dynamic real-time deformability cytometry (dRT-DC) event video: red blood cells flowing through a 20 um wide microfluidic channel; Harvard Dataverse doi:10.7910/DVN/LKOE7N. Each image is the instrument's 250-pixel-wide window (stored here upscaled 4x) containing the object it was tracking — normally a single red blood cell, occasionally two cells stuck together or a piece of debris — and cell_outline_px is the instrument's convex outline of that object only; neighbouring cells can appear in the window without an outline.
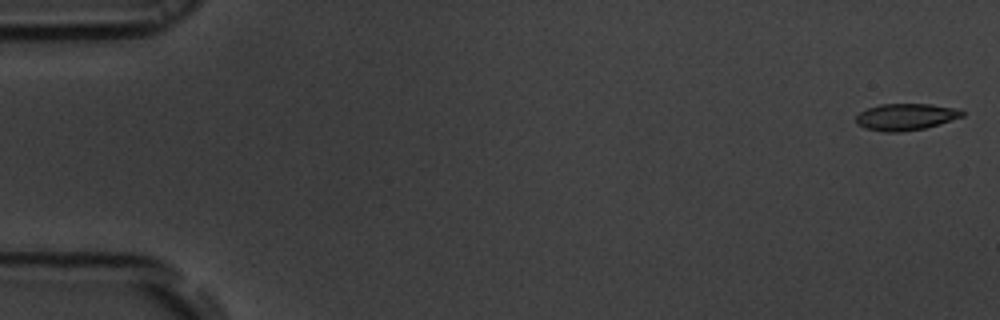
{"species": "common noctule bat (a hibernating species)", "species_latin": "Nyctalus noctula", "temperature_condition": "room temperature", "stored_images_in_passage": 55, "camera_frame_rate_fps": 3000, "um_per_image_px": 0.085, "animal": {"sex": "male", "body_mass_g": 19.5, "forearm_length_mm": 54.6}, "frame": {"image": 1, "passage_image": 1, "time_ms": 0.0, "image_size_px": [1000, 320], "cell_outline_px": [[964, 116], [940, 124], [924, 128], [900, 132], [884, 132], [864, 128], [856, 124], [856, 116], [860, 112], [868, 108], [880, 104], [932, 104], [960, 108], [964, 112]], "centroid_in_image_um": [77.01, 9.93], "position_along_channel_um": 8.0, "area_um2": 16.7}}
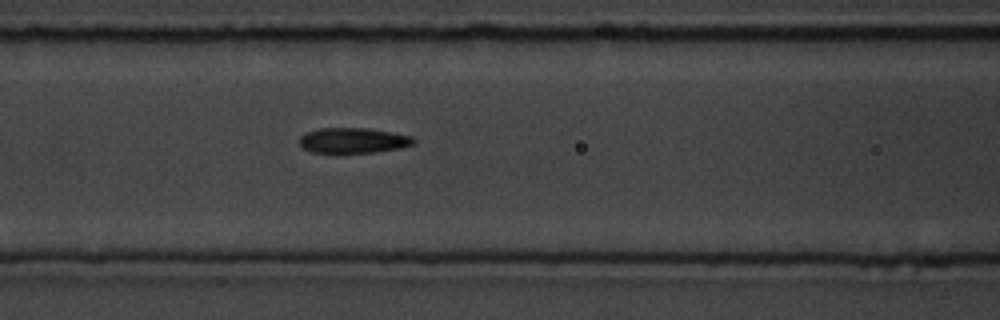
{"frame": {"image": 2, "passage_image": 23, "time_ms": 7.333, "image_size_px": [1000, 320], "cell_outline_px": [[416, 144], [400, 148], [376, 152], [336, 156], [312, 152], [304, 148], [300, 144], [300, 136], [308, 132], [320, 128], [368, 128], [412, 136], [416, 140]], "centroid_in_image_um": [30.01, 11.99], "position_along_channel_um": 136.6, "area_um2": 17.63}}
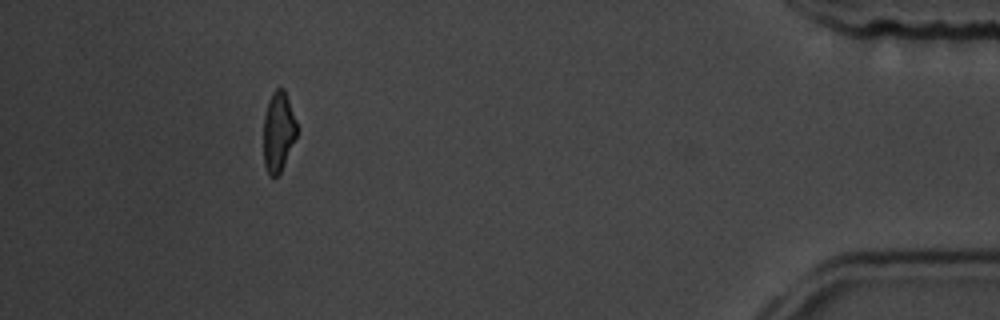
{"frame": {"image": 3, "passage_image": 50, "time_ms": 16.333, "image_size_px": [1000, 320], "cell_outline_px": [[296, 136], [280, 172], [276, 176], [268, 176], [264, 164], [264, 116], [268, 100], [272, 92], [280, 84], [284, 88], [296, 120]], "centroid_in_image_um": [23.64, 11.14], "position_along_channel_um": 411.6, "area_um2": 15.43}, "authors_computed_cell_mechanics": {"area_um2": 17.2244, "velocity_mm_per_s": 3.7155, "shape_relaxation_time_tau1_ms": 3.2958, "shape_relaxation_time_tau2_ms": 1.9877, "deformation_change_tau1": 0.1477, "deformation_change_tau2": 0.0958}}